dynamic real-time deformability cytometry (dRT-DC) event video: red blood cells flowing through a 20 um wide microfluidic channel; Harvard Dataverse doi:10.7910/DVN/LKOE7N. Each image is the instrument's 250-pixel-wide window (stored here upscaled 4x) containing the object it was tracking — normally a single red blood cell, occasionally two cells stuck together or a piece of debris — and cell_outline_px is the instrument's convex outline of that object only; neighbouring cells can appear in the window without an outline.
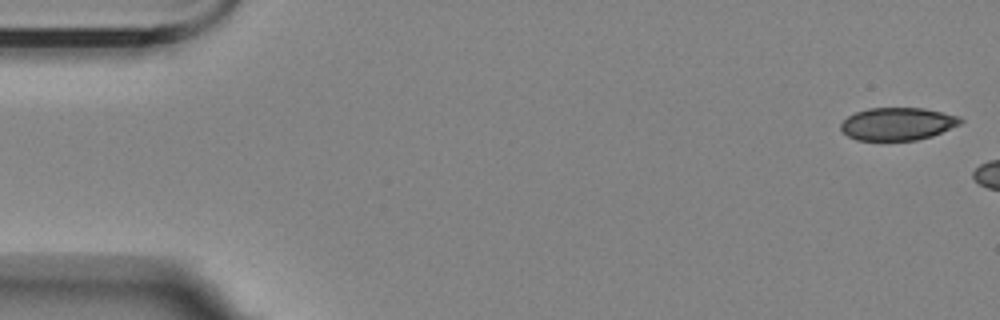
{"species": "Egyptian fruit bat (a non-hibernating species)", "species_latin": "Rousettus aegyptiacus", "temperature_condition": "room temperature", "stored_images_in_passage": 4, "camera_frame_rate_fps": 3000, "um_per_image_px": 0.085, "animal": {"sex": "female"}, "frame": {"image": 1, "passage_image": 1, "time_ms": 0.0, "image_size_px": [1000, 320], "cell_outline_px": [[964, 120], [960, 124], [932, 136], [916, 140], [856, 140], [848, 136], [840, 128], [840, 124], [848, 116], [856, 112], [868, 108], [924, 108], [960, 116]], "centroid_in_image_um": [76.3, 10.52], "position_along_channel_um": 8.7, "area_um2": 22.77}}